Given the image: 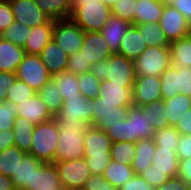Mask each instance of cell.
<instances>
[{"mask_svg": "<svg viewBox=\"0 0 191 190\" xmlns=\"http://www.w3.org/2000/svg\"><path fill=\"white\" fill-rule=\"evenodd\" d=\"M84 159L92 174L103 175L105 168L112 160L111 139L106 133L89 125L84 133Z\"/></svg>", "mask_w": 191, "mask_h": 190, "instance_id": "1", "label": "cell"}, {"mask_svg": "<svg viewBox=\"0 0 191 190\" xmlns=\"http://www.w3.org/2000/svg\"><path fill=\"white\" fill-rule=\"evenodd\" d=\"M90 72L101 82L108 80L110 84H123V87H133L137 77L135 62L118 53L92 65Z\"/></svg>", "mask_w": 191, "mask_h": 190, "instance_id": "2", "label": "cell"}, {"mask_svg": "<svg viewBox=\"0 0 191 190\" xmlns=\"http://www.w3.org/2000/svg\"><path fill=\"white\" fill-rule=\"evenodd\" d=\"M58 139L54 162L84 158V133L88 125L83 122L57 123Z\"/></svg>", "mask_w": 191, "mask_h": 190, "instance_id": "3", "label": "cell"}, {"mask_svg": "<svg viewBox=\"0 0 191 190\" xmlns=\"http://www.w3.org/2000/svg\"><path fill=\"white\" fill-rule=\"evenodd\" d=\"M112 16L111 8L102 0L74 2L71 19L85 32L100 31Z\"/></svg>", "mask_w": 191, "mask_h": 190, "instance_id": "4", "label": "cell"}, {"mask_svg": "<svg viewBox=\"0 0 191 190\" xmlns=\"http://www.w3.org/2000/svg\"><path fill=\"white\" fill-rule=\"evenodd\" d=\"M58 136V124L55 119L36 124L29 154L34 155L43 163H54Z\"/></svg>", "mask_w": 191, "mask_h": 190, "instance_id": "5", "label": "cell"}, {"mask_svg": "<svg viewBox=\"0 0 191 190\" xmlns=\"http://www.w3.org/2000/svg\"><path fill=\"white\" fill-rule=\"evenodd\" d=\"M137 77L158 76L172 64L169 46L147 47L134 61Z\"/></svg>", "mask_w": 191, "mask_h": 190, "instance_id": "6", "label": "cell"}, {"mask_svg": "<svg viewBox=\"0 0 191 190\" xmlns=\"http://www.w3.org/2000/svg\"><path fill=\"white\" fill-rule=\"evenodd\" d=\"M94 99L84 96H73L63 100L62 109L54 116L57 123L83 122L94 126Z\"/></svg>", "mask_w": 191, "mask_h": 190, "instance_id": "7", "label": "cell"}, {"mask_svg": "<svg viewBox=\"0 0 191 190\" xmlns=\"http://www.w3.org/2000/svg\"><path fill=\"white\" fill-rule=\"evenodd\" d=\"M85 31L71 18L54 20L52 39L70 56L80 52Z\"/></svg>", "mask_w": 191, "mask_h": 190, "instance_id": "8", "label": "cell"}, {"mask_svg": "<svg viewBox=\"0 0 191 190\" xmlns=\"http://www.w3.org/2000/svg\"><path fill=\"white\" fill-rule=\"evenodd\" d=\"M15 74L18 80L25 82L35 92L52 78L40 55L26 54L17 67Z\"/></svg>", "mask_w": 191, "mask_h": 190, "instance_id": "9", "label": "cell"}, {"mask_svg": "<svg viewBox=\"0 0 191 190\" xmlns=\"http://www.w3.org/2000/svg\"><path fill=\"white\" fill-rule=\"evenodd\" d=\"M59 173V179L64 189L82 190L92 175L85 159H74L54 162Z\"/></svg>", "mask_w": 191, "mask_h": 190, "instance_id": "10", "label": "cell"}, {"mask_svg": "<svg viewBox=\"0 0 191 190\" xmlns=\"http://www.w3.org/2000/svg\"><path fill=\"white\" fill-rule=\"evenodd\" d=\"M158 24L169 42L189 36L191 25L183 14L172 6H164Z\"/></svg>", "mask_w": 191, "mask_h": 190, "instance_id": "11", "label": "cell"}, {"mask_svg": "<svg viewBox=\"0 0 191 190\" xmlns=\"http://www.w3.org/2000/svg\"><path fill=\"white\" fill-rule=\"evenodd\" d=\"M14 20L30 28L47 24L51 18L38 7L35 0H9Z\"/></svg>", "mask_w": 191, "mask_h": 190, "instance_id": "12", "label": "cell"}, {"mask_svg": "<svg viewBox=\"0 0 191 190\" xmlns=\"http://www.w3.org/2000/svg\"><path fill=\"white\" fill-rule=\"evenodd\" d=\"M94 105V126L104 132L119 121L125 120L130 108L117 107L114 103L109 102H99V98L94 99Z\"/></svg>", "mask_w": 191, "mask_h": 190, "instance_id": "13", "label": "cell"}, {"mask_svg": "<svg viewBox=\"0 0 191 190\" xmlns=\"http://www.w3.org/2000/svg\"><path fill=\"white\" fill-rule=\"evenodd\" d=\"M133 105L140 107L144 104L162 99L161 79L158 76L136 77L133 88Z\"/></svg>", "mask_w": 191, "mask_h": 190, "instance_id": "14", "label": "cell"}, {"mask_svg": "<svg viewBox=\"0 0 191 190\" xmlns=\"http://www.w3.org/2000/svg\"><path fill=\"white\" fill-rule=\"evenodd\" d=\"M80 52L91 66L107 60L113 54L100 31L85 32Z\"/></svg>", "mask_w": 191, "mask_h": 190, "instance_id": "15", "label": "cell"}, {"mask_svg": "<svg viewBox=\"0 0 191 190\" xmlns=\"http://www.w3.org/2000/svg\"><path fill=\"white\" fill-rule=\"evenodd\" d=\"M16 107L18 116L26 118L35 125L54 119V115L37 93L30 99L16 104Z\"/></svg>", "mask_w": 191, "mask_h": 190, "instance_id": "16", "label": "cell"}, {"mask_svg": "<svg viewBox=\"0 0 191 190\" xmlns=\"http://www.w3.org/2000/svg\"><path fill=\"white\" fill-rule=\"evenodd\" d=\"M59 173L54 163H42L35 170L32 177V186L26 190H63Z\"/></svg>", "mask_w": 191, "mask_h": 190, "instance_id": "17", "label": "cell"}, {"mask_svg": "<svg viewBox=\"0 0 191 190\" xmlns=\"http://www.w3.org/2000/svg\"><path fill=\"white\" fill-rule=\"evenodd\" d=\"M133 87H123V84H110L108 80L101 82L99 102L114 103L117 107L133 106Z\"/></svg>", "mask_w": 191, "mask_h": 190, "instance_id": "18", "label": "cell"}, {"mask_svg": "<svg viewBox=\"0 0 191 190\" xmlns=\"http://www.w3.org/2000/svg\"><path fill=\"white\" fill-rule=\"evenodd\" d=\"M43 64L50 74L66 72L69 56L51 39L40 54Z\"/></svg>", "mask_w": 191, "mask_h": 190, "instance_id": "19", "label": "cell"}, {"mask_svg": "<svg viewBox=\"0 0 191 190\" xmlns=\"http://www.w3.org/2000/svg\"><path fill=\"white\" fill-rule=\"evenodd\" d=\"M25 55L23 47L0 37V72L15 73Z\"/></svg>", "mask_w": 191, "mask_h": 190, "instance_id": "20", "label": "cell"}, {"mask_svg": "<svg viewBox=\"0 0 191 190\" xmlns=\"http://www.w3.org/2000/svg\"><path fill=\"white\" fill-rule=\"evenodd\" d=\"M131 25L130 22L112 15L100 30L113 54L118 53L123 36Z\"/></svg>", "mask_w": 191, "mask_h": 190, "instance_id": "21", "label": "cell"}, {"mask_svg": "<svg viewBox=\"0 0 191 190\" xmlns=\"http://www.w3.org/2000/svg\"><path fill=\"white\" fill-rule=\"evenodd\" d=\"M54 20L31 29L29 37L24 45L26 54L40 55L45 46L52 39Z\"/></svg>", "mask_w": 191, "mask_h": 190, "instance_id": "22", "label": "cell"}, {"mask_svg": "<svg viewBox=\"0 0 191 190\" xmlns=\"http://www.w3.org/2000/svg\"><path fill=\"white\" fill-rule=\"evenodd\" d=\"M43 162L38 160L34 155L27 153L19 161L16 172H13L11 180L16 190H26V186H32V177L36 169Z\"/></svg>", "mask_w": 191, "mask_h": 190, "instance_id": "23", "label": "cell"}, {"mask_svg": "<svg viewBox=\"0 0 191 190\" xmlns=\"http://www.w3.org/2000/svg\"><path fill=\"white\" fill-rule=\"evenodd\" d=\"M147 48L142 35L135 25H131L125 32L118 54L135 61Z\"/></svg>", "mask_w": 191, "mask_h": 190, "instance_id": "24", "label": "cell"}, {"mask_svg": "<svg viewBox=\"0 0 191 190\" xmlns=\"http://www.w3.org/2000/svg\"><path fill=\"white\" fill-rule=\"evenodd\" d=\"M126 118L131 121L132 142L153 138L155 130L140 107L130 106Z\"/></svg>", "mask_w": 191, "mask_h": 190, "instance_id": "25", "label": "cell"}, {"mask_svg": "<svg viewBox=\"0 0 191 190\" xmlns=\"http://www.w3.org/2000/svg\"><path fill=\"white\" fill-rule=\"evenodd\" d=\"M152 169L167 173L170 177L177 176L179 171V158L173 149L156 146L153 154Z\"/></svg>", "mask_w": 191, "mask_h": 190, "instance_id": "26", "label": "cell"}, {"mask_svg": "<svg viewBox=\"0 0 191 190\" xmlns=\"http://www.w3.org/2000/svg\"><path fill=\"white\" fill-rule=\"evenodd\" d=\"M155 148L153 138L140 139L136 142L135 158L131 163L134 174L141 175L152 165Z\"/></svg>", "mask_w": 191, "mask_h": 190, "instance_id": "27", "label": "cell"}, {"mask_svg": "<svg viewBox=\"0 0 191 190\" xmlns=\"http://www.w3.org/2000/svg\"><path fill=\"white\" fill-rule=\"evenodd\" d=\"M163 10L160 0H137L135 24L158 23Z\"/></svg>", "mask_w": 191, "mask_h": 190, "instance_id": "28", "label": "cell"}, {"mask_svg": "<svg viewBox=\"0 0 191 190\" xmlns=\"http://www.w3.org/2000/svg\"><path fill=\"white\" fill-rule=\"evenodd\" d=\"M38 7L52 20H62L71 17L73 0H35Z\"/></svg>", "mask_w": 191, "mask_h": 190, "instance_id": "29", "label": "cell"}, {"mask_svg": "<svg viewBox=\"0 0 191 190\" xmlns=\"http://www.w3.org/2000/svg\"><path fill=\"white\" fill-rule=\"evenodd\" d=\"M164 111L168 116L169 126L175 127L179 119L191 108V97L178 94L171 99H165Z\"/></svg>", "mask_w": 191, "mask_h": 190, "instance_id": "30", "label": "cell"}, {"mask_svg": "<svg viewBox=\"0 0 191 190\" xmlns=\"http://www.w3.org/2000/svg\"><path fill=\"white\" fill-rule=\"evenodd\" d=\"M35 124L26 118L17 116L14 122V140L15 146L25 153H30L32 144V134Z\"/></svg>", "mask_w": 191, "mask_h": 190, "instance_id": "31", "label": "cell"}, {"mask_svg": "<svg viewBox=\"0 0 191 190\" xmlns=\"http://www.w3.org/2000/svg\"><path fill=\"white\" fill-rule=\"evenodd\" d=\"M172 64L191 68V36L171 41L169 44Z\"/></svg>", "mask_w": 191, "mask_h": 190, "instance_id": "32", "label": "cell"}, {"mask_svg": "<svg viewBox=\"0 0 191 190\" xmlns=\"http://www.w3.org/2000/svg\"><path fill=\"white\" fill-rule=\"evenodd\" d=\"M134 175L131 165H125L124 163L114 160L110 161L103 173V177L117 189H119L125 181L131 179Z\"/></svg>", "mask_w": 191, "mask_h": 190, "instance_id": "33", "label": "cell"}, {"mask_svg": "<svg viewBox=\"0 0 191 190\" xmlns=\"http://www.w3.org/2000/svg\"><path fill=\"white\" fill-rule=\"evenodd\" d=\"M144 113V117H147L149 123L153 126L154 130L163 129L169 127L168 116L164 111L163 99L144 104L140 106Z\"/></svg>", "mask_w": 191, "mask_h": 190, "instance_id": "34", "label": "cell"}, {"mask_svg": "<svg viewBox=\"0 0 191 190\" xmlns=\"http://www.w3.org/2000/svg\"><path fill=\"white\" fill-rule=\"evenodd\" d=\"M147 47L169 46L170 42L158 23L135 24Z\"/></svg>", "mask_w": 191, "mask_h": 190, "instance_id": "35", "label": "cell"}, {"mask_svg": "<svg viewBox=\"0 0 191 190\" xmlns=\"http://www.w3.org/2000/svg\"><path fill=\"white\" fill-rule=\"evenodd\" d=\"M77 77L78 75L70 72H61L52 76L63 100L73 96H82Z\"/></svg>", "mask_w": 191, "mask_h": 190, "instance_id": "36", "label": "cell"}, {"mask_svg": "<svg viewBox=\"0 0 191 190\" xmlns=\"http://www.w3.org/2000/svg\"><path fill=\"white\" fill-rule=\"evenodd\" d=\"M37 94L54 116L62 109L63 98L52 78L37 91Z\"/></svg>", "mask_w": 191, "mask_h": 190, "instance_id": "37", "label": "cell"}, {"mask_svg": "<svg viewBox=\"0 0 191 190\" xmlns=\"http://www.w3.org/2000/svg\"><path fill=\"white\" fill-rule=\"evenodd\" d=\"M27 153L21 151L17 146L12 145L0 152V173L7 177H12L13 172H16L19 161Z\"/></svg>", "mask_w": 191, "mask_h": 190, "instance_id": "38", "label": "cell"}, {"mask_svg": "<svg viewBox=\"0 0 191 190\" xmlns=\"http://www.w3.org/2000/svg\"><path fill=\"white\" fill-rule=\"evenodd\" d=\"M178 66L171 64L161 75L162 99H171L178 93Z\"/></svg>", "mask_w": 191, "mask_h": 190, "instance_id": "39", "label": "cell"}, {"mask_svg": "<svg viewBox=\"0 0 191 190\" xmlns=\"http://www.w3.org/2000/svg\"><path fill=\"white\" fill-rule=\"evenodd\" d=\"M136 142L121 141L111 145V158L114 161L131 165L135 158Z\"/></svg>", "mask_w": 191, "mask_h": 190, "instance_id": "40", "label": "cell"}, {"mask_svg": "<svg viewBox=\"0 0 191 190\" xmlns=\"http://www.w3.org/2000/svg\"><path fill=\"white\" fill-rule=\"evenodd\" d=\"M31 29L32 28L24 25L23 23L14 21L2 33H0V37L14 43L15 45L24 47Z\"/></svg>", "mask_w": 191, "mask_h": 190, "instance_id": "41", "label": "cell"}, {"mask_svg": "<svg viewBox=\"0 0 191 190\" xmlns=\"http://www.w3.org/2000/svg\"><path fill=\"white\" fill-rule=\"evenodd\" d=\"M78 85L82 96L89 100L98 98L100 94L101 81L91 72H86L78 75Z\"/></svg>", "mask_w": 191, "mask_h": 190, "instance_id": "42", "label": "cell"}, {"mask_svg": "<svg viewBox=\"0 0 191 190\" xmlns=\"http://www.w3.org/2000/svg\"><path fill=\"white\" fill-rule=\"evenodd\" d=\"M180 135L175 127L169 126L156 130L153 135V140L156 146L177 151Z\"/></svg>", "mask_w": 191, "mask_h": 190, "instance_id": "43", "label": "cell"}, {"mask_svg": "<svg viewBox=\"0 0 191 190\" xmlns=\"http://www.w3.org/2000/svg\"><path fill=\"white\" fill-rule=\"evenodd\" d=\"M136 4L137 0H118L111 7L112 15L135 25Z\"/></svg>", "mask_w": 191, "mask_h": 190, "instance_id": "44", "label": "cell"}, {"mask_svg": "<svg viewBox=\"0 0 191 190\" xmlns=\"http://www.w3.org/2000/svg\"><path fill=\"white\" fill-rule=\"evenodd\" d=\"M37 92L30 88L25 82L16 80L13 86L6 93V101H12L15 105L21 101L28 100Z\"/></svg>", "mask_w": 191, "mask_h": 190, "instance_id": "45", "label": "cell"}, {"mask_svg": "<svg viewBox=\"0 0 191 190\" xmlns=\"http://www.w3.org/2000/svg\"><path fill=\"white\" fill-rule=\"evenodd\" d=\"M105 133L111 139L112 143L121 141L132 142L131 121L127 118L122 122L119 121L116 125L106 130Z\"/></svg>", "mask_w": 191, "mask_h": 190, "instance_id": "46", "label": "cell"}, {"mask_svg": "<svg viewBox=\"0 0 191 190\" xmlns=\"http://www.w3.org/2000/svg\"><path fill=\"white\" fill-rule=\"evenodd\" d=\"M16 108L12 101L0 103V131L14 128L15 118L18 116Z\"/></svg>", "mask_w": 191, "mask_h": 190, "instance_id": "47", "label": "cell"}, {"mask_svg": "<svg viewBox=\"0 0 191 190\" xmlns=\"http://www.w3.org/2000/svg\"><path fill=\"white\" fill-rule=\"evenodd\" d=\"M90 69V63L85 60L81 52L69 56L66 72L80 75L82 73L90 72Z\"/></svg>", "mask_w": 191, "mask_h": 190, "instance_id": "48", "label": "cell"}, {"mask_svg": "<svg viewBox=\"0 0 191 190\" xmlns=\"http://www.w3.org/2000/svg\"><path fill=\"white\" fill-rule=\"evenodd\" d=\"M178 93L191 97V68L178 67Z\"/></svg>", "mask_w": 191, "mask_h": 190, "instance_id": "49", "label": "cell"}, {"mask_svg": "<svg viewBox=\"0 0 191 190\" xmlns=\"http://www.w3.org/2000/svg\"><path fill=\"white\" fill-rule=\"evenodd\" d=\"M149 185L154 189L160 187L164 182H166L170 176L167 173L156 171L152 169V165L140 175Z\"/></svg>", "mask_w": 191, "mask_h": 190, "instance_id": "50", "label": "cell"}, {"mask_svg": "<svg viewBox=\"0 0 191 190\" xmlns=\"http://www.w3.org/2000/svg\"><path fill=\"white\" fill-rule=\"evenodd\" d=\"M82 190H118L103 175L92 174Z\"/></svg>", "mask_w": 191, "mask_h": 190, "instance_id": "51", "label": "cell"}, {"mask_svg": "<svg viewBox=\"0 0 191 190\" xmlns=\"http://www.w3.org/2000/svg\"><path fill=\"white\" fill-rule=\"evenodd\" d=\"M14 21L10 1L0 0V33H2Z\"/></svg>", "mask_w": 191, "mask_h": 190, "instance_id": "52", "label": "cell"}, {"mask_svg": "<svg viewBox=\"0 0 191 190\" xmlns=\"http://www.w3.org/2000/svg\"><path fill=\"white\" fill-rule=\"evenodd\" d=\"M164 6H172L179 10L191 25V0H160Z\"/></svg>", "mask_w": 191, "mask_h": 190, "instance_id": "53", "label": "cell"}, {"mask_svg": "<svg viewBox=\"0 0 191 190\" xmlns=\"http://www.w3.org/2000/svg\"><path fill=\"white\" fill-rule=\"evenodd\" d=\"M17 80V76L15 73L10 72H0V101H6V93L8 89H10L15 81Z\"/></svg>", "mask_w": 191, "mask_h": 190, "instance_id": "54", "label": "cell"}, {"mask_svg": "<svg viewBox=\"0 0 191 190\" xmlns=\"http://www.w3.org/2000/svg\"><path fill=\"white\" fill-rule=\"evenodd\" d=\"M118 190H154L140 175H134L125 181Z\"/></svg>", "mask_w": 191, "mask_h": 190, "instance_id": "55", "label": "cell"}, {"mask_svg": "<svg viewBox=\"0 0 191 190\" xmlns=\"http://www.w3.org/2000/svg\"><path fill=\"white\" fill-rule=\"evenodd\" d=\"M176 154L179 160L191 158V134L180 135Z\"/></svg>", "mask_w": 191, "mask_h": 190, "instance_id": "56", "label": "cell"}, {"mask_svg": "<svg viewBox=\"0 0 191 190\" xmlns=\"http://www.w3.org/2000/svg\"><path fill=\"white\" fill-rule=\"evenodd\" d=\"M189 184H187L178 175L170 177L166 182H164L160 187L154 190H188Z\"/></svg>", "mask_w": 191, "mask_h": 190, "instance_id": "57", "label": "cell"}, {"mask_svg": "<svg viewBox=\"0 0 191 190\" xmlns=\"http://www.w3.org/2000/svg\"><path fill=\"white\" fill-rule=\"evenodd\" d=\"M175 128L181 135L191 134V108L179 119Z\"/></svg>", "mask_w": 191, "mask_h": 190, "instance_id": "58", "label": "cell"}, {"mask_svg": "<svg viewBox=\"0 0 191 190\" xmlns=\"http://www.w3.org/2000/svg\"><path fill=\"white\" fill-rule=\"evenodd\" d=\"M178 176L191 185V158L179 160Z\"/></svg>", "mask_w": 191, "mask_h": 190, "instance_id": "59", "label": "cell"}, {"mask_svg": "<svg viewBox=\"0 0 191 190\" xmlns=\"http://www.w3.org/2000/svg\"><path fill=\"white\" fill-rule=\"evenodd\" d=\"M15 144L13 129L0 131V152Z\"/></svg>", "mask_w": 191, "mask_h": 190, "instance_id": "60", "label": "cell"}, {"mask_svg": "<svg viewBox=\"0 0 191 190\" xmlns=\"http://www.w3.org/2000/svg\"><path fill=\"white\" fill-rule=\"evenodd\" d=\"M0 190H16L10 177L0 173Z\"/></svg>", "mask_w": 191, "mask_h": 190, "instance_id": "61", "label": "cell"}, {"mask_svg": "<svg viewBox=\"0 0 191 190\" xmlns=\"http://www.w3.org/2000/svg\"><path fill=\"white\" fill-rule=\"evenodd\" d=\"M107 6L110 8L118 1V0H102Z\"/></svg>", "mask_w": 191, "mask_h": 190, "instance_id": "62", "label": "cell"}, {"mask_svg": "<svg viewBox=\"0 0 191 190\" xmlns=\"http://www.w3.org/2000/svg\"><path fill=\"white\" fill-rule=\"evenodd\" d=\"M91 1H101V0H73V2H91Z\"/></svg>", "mask_w": 191, "mask_h": 190, "instance_id": "63", "label": "cell"}]
</instances>
